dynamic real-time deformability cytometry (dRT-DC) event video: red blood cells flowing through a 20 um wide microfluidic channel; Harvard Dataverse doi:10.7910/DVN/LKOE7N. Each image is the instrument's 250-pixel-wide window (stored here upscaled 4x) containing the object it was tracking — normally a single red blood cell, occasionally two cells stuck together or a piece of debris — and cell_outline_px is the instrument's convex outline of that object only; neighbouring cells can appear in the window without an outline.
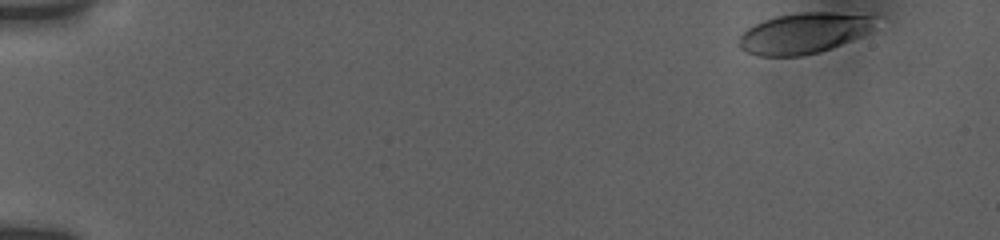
{"species": "human", "species_latin": "Homo sapiens", "temperature_condition": "room temperature", "stored_images_in_passage": 7, "camera_frame_rate_fps": 3000, "um_per_image_px": 0.085, "donor": {"sex": "female"}, "frame": {"image": 1, "passage_image": 1, "time_ms": 0.0, "image_size_px": [1000, 240], "cell_outline_px": [[872, 16], [868, 32], [860, 36], [820, 52], [800, 56], [760, 56], [748, 52], [740, 48], [736, 44], [736, 40], [748, 28], [764, 20], [776, 16], [800, 12], [832, 12]], "centroid_in_image_um": [68.2, 2.83], "position_along_channel_um": 16.8, "area_um2": 31.73}}
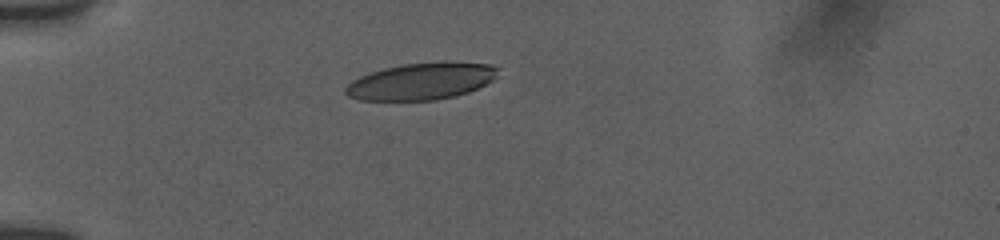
{"frame": {"image": 2, "passage_image": 5, "time_ms": 4.0, "image_size_px": [1000, 240], "cell_outline_px": [[500, 68], [496, 76], [492, 80], [468, 92], [456, 96], [436, 100], [360, 100], [348, 96], [344, 92], [344, 88], [352, 80], [360, 76], [384, 68], [404, 64], [444, 60], [448, 60], [492, 64]], "centroid_in_image_um": [35.84, 6.88], "position_along_channel_um": 49.2, "area_um2": 33.12}}
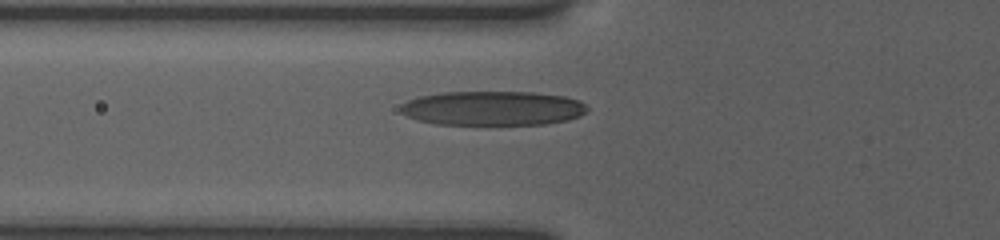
{"frame": {"image": 3, "passage_image": 7, "time_ms": 5.667, "image_size_px": [1000, 240], "cell_outline_px": [[588, 108], [580, 116], [568, 120], [544, 124], [436, 124], [416, 120], [400, 112], [400, 104], [408, 100], [420, 96], [444, 92], [532, 92], [564, 96], [580, 100], [588, 104]], "centroid_in_image_um": [41.89, 9.19], "position_along_channel_um": 83.9, "area_um2": 37.51}}